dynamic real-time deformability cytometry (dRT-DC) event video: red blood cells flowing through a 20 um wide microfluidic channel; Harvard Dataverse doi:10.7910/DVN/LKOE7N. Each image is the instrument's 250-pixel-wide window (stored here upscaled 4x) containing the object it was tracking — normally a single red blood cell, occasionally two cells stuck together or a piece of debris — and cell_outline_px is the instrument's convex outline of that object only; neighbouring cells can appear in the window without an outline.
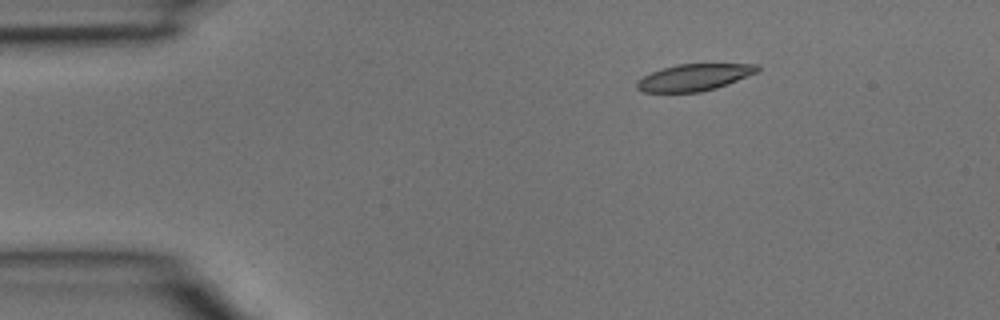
{"species": "common noctule bat (a hibernating species)", "species_latin": "Nyctalus noctula", "temperature_condition": "room temperature", "stored_images_in_passage": 3, "camera_frame_rate_fps": 3000, "um_per_image_px": 0.085, "animal": {"sex": "male", "body_mass_g": 15.6}, "frame": {"image": 1, "passage_image": 2, "time_ms": 0.333, "image_size_px": [1000, 320], "cell_outline_px": [[760, 68], [756, 72], [728, 84], [716, 88], [700, 92], [644, 92], [636, 88], [636, 80], [652, 72], [676, 64], [756, 64]], "centroid_in_image_um": [58.97, 6.58], "position_along_channel_um": 26.0, "area_um2": 18.61}}